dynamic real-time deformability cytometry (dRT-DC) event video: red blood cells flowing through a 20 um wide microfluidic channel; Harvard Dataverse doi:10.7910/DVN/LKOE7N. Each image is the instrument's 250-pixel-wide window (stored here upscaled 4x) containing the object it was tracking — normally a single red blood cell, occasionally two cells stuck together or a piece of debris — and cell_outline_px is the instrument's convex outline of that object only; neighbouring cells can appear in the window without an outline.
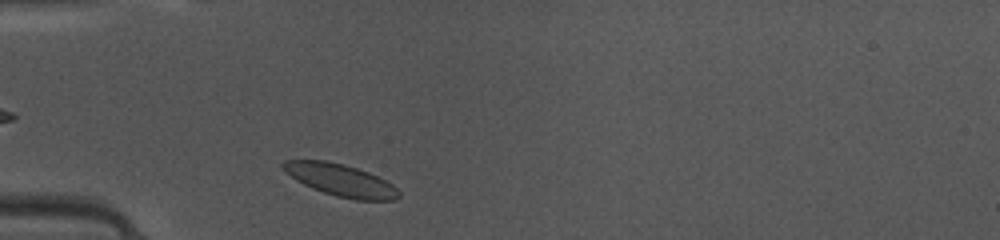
{"species": "common noctule bat (a hibernating species)", "species_latin": "Nyctalus noctula", "temperature_condition": "warm", "stored_images_in_passage": 27, "camera_frame_rate_fps": 3000, "um_per_image_px": 0.085, "animal": {"sex": "female", "body_mass_g": 10.0, "forearm_length_mm": 53.1}, "frame": {"image": 1, "passage_image": 1, "time_ms": 0.0, "image_size_px": [1000, 240], "cell_outline_px": [[400, 196], [396, 200], [356, 200], [336, 196], [312, 188], [296, 180], [280, 164], [284, 160], [324, 160], [344, 164], [368, 172], [392, 184], [400, 192]], "centroid_in_image_um": [28.97, 15.31], "position_along_channel_um": 56.0, "area_um2": 21.39}}
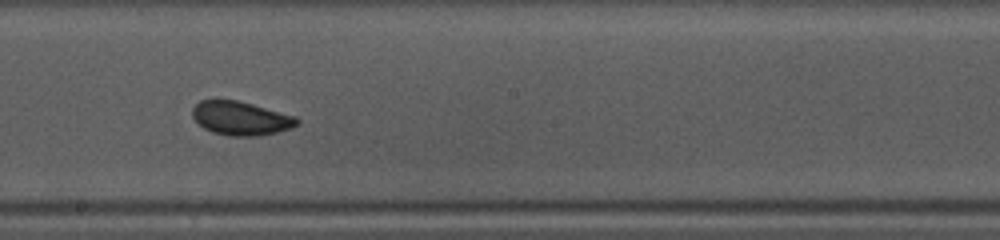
{"frame": {"image": 2, "passage_image": 14, "time_ms": 4.333, "image_size_px": [1000, 240], "cell_outline_px": [[300, 124], [292, 128], [260, 136], [228, 136], [212, 132], [204, 128], [192, 116], [192, 108], [200, 100], [216, 96], [236, 100], [252, 104], [296, 116], [300, 120]], "centroid_in_image_um": [20.44, 10.02], "position_along_channel_um": 227.8, "area_um2": 21.15}}
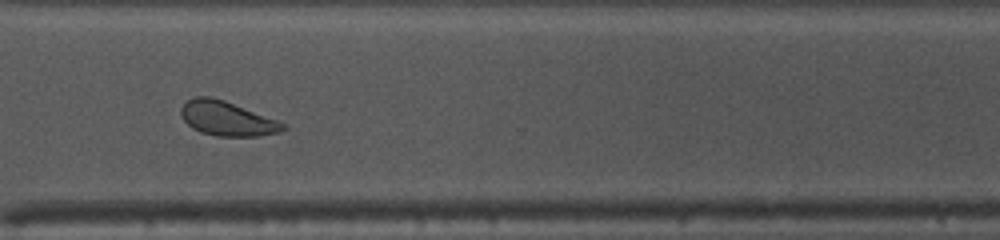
{"frame": {"image": 3, "passage_image": 23, "time_ms": 7.333, "image_size_px": [1000, 240], "cell_outline_px": [[288, 128], [280, 132], [256, 136], [216, 136], [200, 132], [192, 128], [184, 120], [180, 112], [180, 108], [188, 100], [196, 96], [208, 96], [224, 100], [288, 124]], "centroid_in_image_um": [19.32, 10.08], "position_along_channel_um": 351.3, "area_um2": 20.46}, "authors_computed_cell_mechanics": {"area_um2": 20.519, "velocity_mm_per_s": 4.1285, "shape_relaxation_time_tau1_ms": 4.7843, "shape_relaxation_time_tau2_ms": 1.5363, "deformation_change_tau1": 0.0896, "deformation_change_tau2": 0.0384}}